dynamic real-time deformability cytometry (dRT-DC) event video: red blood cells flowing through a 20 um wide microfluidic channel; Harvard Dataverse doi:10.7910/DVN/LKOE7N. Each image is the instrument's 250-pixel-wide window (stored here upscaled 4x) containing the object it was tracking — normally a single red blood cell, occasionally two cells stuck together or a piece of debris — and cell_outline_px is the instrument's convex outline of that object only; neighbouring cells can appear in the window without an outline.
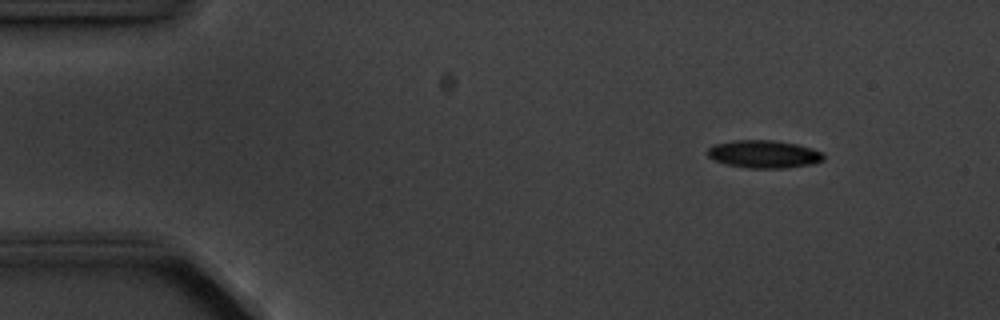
{"species": "common noctule bat (a hibernating species)", "species_latin": "Nyctalus noctula", "temperature_condition": "cold", "stored_images_in_passage": 8, "camera_frame_rate_fps": 3000, "um_per_image_px": 0.085, "animal": {"sex": "male", "body_mass_g": 20.1, "forearm_length_mm": 53.5}, "frame": {"image": 1, "passage_image": 2, "time_ms": 1.333, "image_size_px": [1000, 320], "cell_outline_px": [[824, 160], [812, 164], [784, 168], [748, 168], [728, 164], [716, 160], [708, 156], [708, 148], [716, 144], [732, 140], [772, 140], [796, 144], [812, 148], [820, 152], [824, 156]], "centroid_in_image_um": [64.95, 13.1], "position_along_channel_um": 20.1, "area_um2": 18.55}}
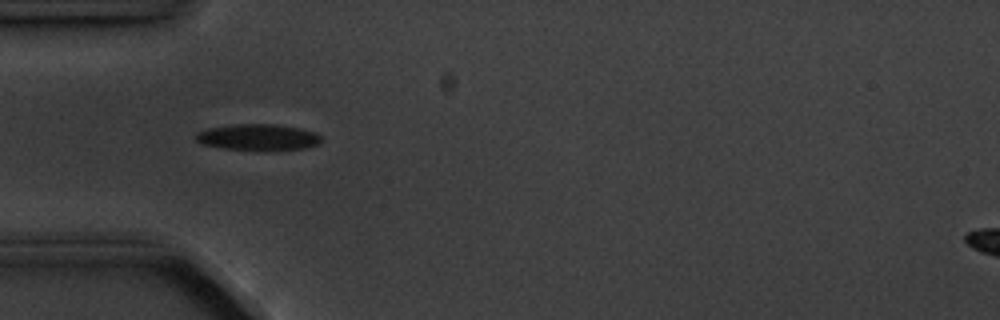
{"frame": {"image": 2, "passage_image": 5, "time_ms": 4.667, "image_size_px": [1000, 320], "cell_outline_px": [[320, 144], [304, 148], [224, 148], [204, 144], [196, 140], [196, 132], [208, 128], [232, 124], [276, 124], [300, 128], [316, 132], [320, 136]], "centroid_in_image_um": [21.93, 11.61], "position_along_channel_um": 63.1, "area_um2": 18.44}}
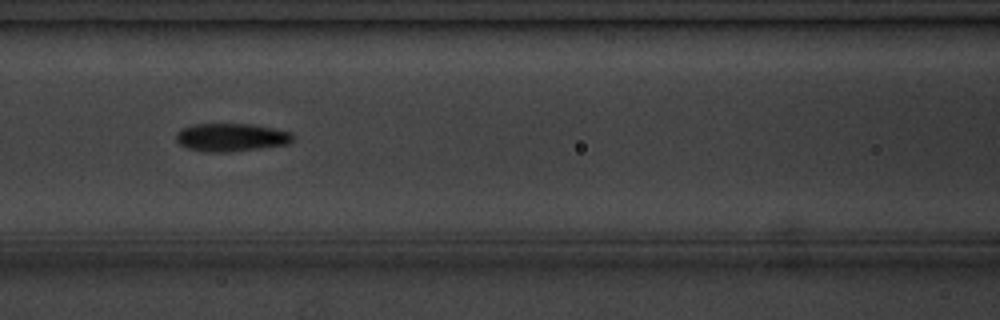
{"frame": {"image": 3, "passage_image": 7, "time_ms": 7.0, "image_size_px": [1000, 320], "cell_outline_px": [[292, 140], [288, 144], [232, 152], [204, 152], [188, 148], [180, 144], [176, 140], [176, 132], [180, 128], [196, 124], [252, 124], [292, 132]], "centroid_in_image_um": [19.62, 11.68], "position_along_channel_um": 147.0, "area_um2": 19.13}}